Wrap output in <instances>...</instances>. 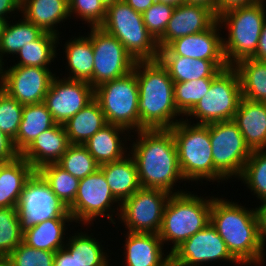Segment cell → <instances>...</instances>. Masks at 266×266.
I'll list each match as a JSON object with an SVG mask.
<instances>
[{"label": "cell", "mask_w": 266, "mask_h": 266, "mask_svg": "<svg viewBox=\"0 0 266 266\" xmlns=\"http://www.w3.org/2000/svg\"><path fill=\"white\" fill-rule=\"evenodd\" d=\"M260 0H217V17L233 8L254 4Z\"/></svg>", "instance_id": "cell-47"}, {"label": "cell", "mask_w": 266, "mask_h": 266, "mask_svg": "<svg viewBox=\"0 0 266 266\" xmlns=\"http://www.w3.org/2000/svg\"><path fill=\"white\" fill-rule=\"evenodd\" d=\"M20 155L14 148L13 140L0 130V161L6 162Z\"/></svg>", "instance_id": "cell-45"}, {"label": "cell", "mask_w": 266, "mask_h": 266, "mask_svg": "<svg viewBox=\"0 0 266 266\" xmlns=\"http://www.w3.org/2000/svg\"><path fill=\"white\" fill-rule=\"evenodd\" d=\"M213 78L174 83V104L181 115H186L208 92Z\"/></svg>", "instance_id": "cell-40"}, {"label": "cell", "mask_w": 266, "mask_h": 266, "mask_svg": "<svg viewBox=\"0 0 266 266\" xmlns=\"http://www.w3.org/2000/svg\"><path fill=\"white\" fill-rule=\"evenodd\" d=\"M70 143L64 125L56 124L43 131L20 154L35 170L50 163H57Z\"/></svg>", "instance_id": "cell-20"}, {"label": "cell", "mask_w": 266, "mask_h": 266, "mask_svg": "<svg viewBox=\"0 0 266 266\" xmlns=\"http://www.w3.org/2000/svg\"><path fill=\"white\" fill-rule=\"evenodd\" d=\"M209 136L215 169L227 180L239 178L252 151L237 124L233 120L210 123Z\"/></svg>", "instance_id": "cell-10"}, {"label": "cell", "mask_w": 266, "mask_h": 266, "mask_svg": "<svg viewBox=\"0 0 266 266\" xmlns=\"http://www.w3.org/2000/svg\"><path fill=\"white\" fill-rule=\"evenodd\" d=\"M0 266H11L6 259H0Z\"/></svg>", "instance_id": "cell-56"}, {"label": "cell", "mask_w": 266, "mask_h": 266, "mask_svg": "<svg viewBox=\"0 0 266 266\" xmlns=\"http://www.w3.org/2000/svg\"><path fill=\"white\" fill-rule=\"evenodd\" d=\"M130 156L137 167L138 178L142 188L161 189L170 194L178 180H184L177 149L170 129H143L136 132ZM173 190V191H172Z\"/></svg>", "instance_id": "cell-1"}, {"label": "cell", "mask_w": 266, "mask_h": 266, "mask_svg": "<svg viewBox=\"0 0 266 266\" xmlns=\"http://www.w3.org/2000/svg\"><path fill=\"white\" fill-rule=\"evenodd\" d=\"M218 20L207 30L183 36L159 49V55H179L193 59L225 60L223 39L220 37Z\"/></svg>", "instance_id": "cell-19"}, {"label": "cell", "mask_w": 266, "mask_h": 266, "mask_svg": "<svg viewBox=\"0 0 266 266\" xmlns=\"http://www.w3.org/2000/svg\"><path fill=\"white\" fill-rule=\"evenodd\" d=\"M103 5L107 8L108 6L114 4L115 2L119 1V0H100Z\"/></svg>", "instance_id": "cell-54"}, {"label": "cell", "mask_w": 266, "mask_h": 266, "mask_svg": "<svg viewBox=\"0 0 266 266\" xmlns=\"http://www.w3.org/2000/svg\"><path fill=\"white\" fill-rule=\"evenodd\" d=\"M65 55L71 71L67 79L89 82L93 76L94 54L89 37L71 38L65 44ZM72 75V76H71Z\"/></svg>", "instance_id": "cell-32"}, {"label": "cell", "mask_w": 266, "mask_h": 266, "mask_svg": "<svg viewBox=\"0 0 266 266\" xmlns=\"http://www.w3.org/2000/svg\"><path fill=\"white\" fill-rule=\"evenodd\" d=\"M139 87L135 71L105 82L94 88V99L99 103L105 120L126 128L139 131L138 113Z\"/></svg>", "instance_id": "cell-8"}, {"label": "cell", "mask_w": 266, "mask_h": 266, "mask_svg": "<svg viewBox=\"0 0 266 266\" xmlns=\"http://www.w3.org/2000/svg\"><path fill=\"white\" fill-rule=\"evenodd\" d=\"M134 71L139 87V130L170 129L181 121L175 119L181 114L174 104V82L161 62L136 61Z\"/></svg>", "instance_id": "cell-3"}, {"label": "cell", "mask_w": 266, "mask_h": 266, "mask_svg": "<svg viewBox=\"0 0 266 266\" xmlns=\"http://www.w3.org/2000/svg\"><path fill=\"white\" fill-rule=\"evenodd\" d=\"M23 107L0 89V130L9 138H16L23 115Z\"/></svg>", "instance_id": "cell-41"}, {"label": "cell", "mask_w": 266, "mask_h": 266, "mask_svg": "<svg viewBox=\"0 0 266 266\" xmlns=\"http://www.w3.org/2000/svg\"><path fill=\"white\" fill-rule=\"evenodd\" d=\"M59 36L44 32L38 39L28 42L17 54L20 61L13 66H30L48 68L49 63L54 62L56 57V45Z\"/></svg>", "instance_id": "cell-35"}, {"label": "cell", "mask_w": 266, "mask_h": 266, "mask_svg": "<svg viewBox=\"0 0 266 266\" xmlns=\"http://www.w3.org/2000/svg\"><path fill=\"white\" fill-rule=\"evenodd\" d=\"M114 203H118L119 207L121 205L113 196L104 173L97 169L94 173L79 180L74 203L67 210L77 223L90 225L91 222L93 224L95 218L106 216L113 224H116L111 214L116 212L111 208Z\"/></svg>", "instance_id": "cell-13"}, {"label": "cell", "mask_w": 266, "mask_h": 266, "mask_svg": "<svg viewBox=\"0 0 266 266\" xmlns=\"http://www.w3.org/2000/svg\"><path fill=\"white\" fill-rule=\"evenodd\" d=\"M87 36L92 42L94 54L93 76L88 82L93 88L134 70L136 61L116 37L100 27H91Z\"/></svg>", "instance_id": "cell-11"}, {"label": "cell", "mask_w": 266, "mask_h": 266, "mask_svg": "<svg viewBox=\"0 0 266 266\" xmlns=\"http://www.w3.org/2000/svg\"><path fill=\"white\" fill-rule=\"evenodd\" d=\"M217 20L211 8L200 4H181L174 8L164 34L157 40L158 48H165L183 36L203 32Z\"/></svg>", "instance_id": "cell-18"}, {"label": "cell", "mask_w": 266, "mask_h": 266, "mask_svg": "<svg viewBox=\"0 0 266 266\" xmlns=\"http://www.w3.org/2000/svg\"><path fill=\"white\" fill-rule=\"evenodd\" d=\"M170 195L161 189L141 187L117 207L116 215L129 232L158 234Z\"/></svg>", "instance_id": "cell-12"}, {"label": "cell", "mask_w": 266, "mask_h": 266, "mask_svg": "<svg viewBox=\"0 0 266 266\" xmlns=\"http://www.w3.org/2000/svg\"><path fill=\"white\" fill-rule=\"evenodd\" d=\"M53 78L44 103L57 124L64 125L94 99V88L86 81Z\"/></svg>", "instance_id": "cell-17"}, {"label": "cell", "mask_w": 266, "mask_h": 266, "mask_svg": "<svg viewBox=\"0 0 266 266\" xmlns=\"http://www.w3.org/2000/svg\"><path fill=\"white\" fill-rule=\"evenodd\" d=\"M99 169L104 173L113 196L120 203L141 188L136 164L129 153L119 161L99 166Z\"/></svg>", "instance_id": "cell-27"}, {"label": "cell", "mask_w": 266, "mask_h": 266, "mask_svg": "<svg viewBox=\"0 0 266 266\" xmlns=\"http://www.w3.org/2000/svg\"><path fill=\"white\" fill-rule=\"evenodd\" d=\"M56 124L44 102L24 105L22 120L13 140L15 150L21 154L37 136Z\"/></svg>", "instance_id": "cell-28"}, {"label": "cell", "mask_w": 266, "mask_h": 266, "mask_svg": "<svg viewBox=\"0 0 266 266\" xmlns=\"http://www.w3.org/2000/svg\"><path fill=\"white\" fill-rule=\"evenodd\" d=\"M8 22H6L0 38V63L2 65H4L2 61L4 54L14 53L17 55L24 45L38 39L44 33L40 27L27 21L24 17L16 24L12 23L11 25Z\"/></svg>", "instance_id": "cell-34"}, {"label": "cell", "mask_w": 266, "mask_h": 266, "mask_svg": "<svg viewBox=\"0 0 266 266\" xmlns=\"http://www.w3.org/2000/svg\"><path fill=\"white\" fill-rule=\"evenodd\" d=\"M125 130L128 131L121 126L107 123L86 141L84 146L99 166L119 161L127 156L125 149L128 148L124 147V143H122L124 140H120L119 135H123Z\"/></svg>", "instance_id": "cell-26"}, {"label": "cell", "mask_w": 266, "mask_h": 266, "mask_svg": "<svg viewBox=\"0 0 266 266\" xmlns=\"http://www.w3.org/2000/svg\"><path fill=\"white\" fill-rule=\"evenodd\" d=\"M107 122L99 103L93 99L88 105L72 116L65 124L70 144L84 145Z\"/></svg>", "instance_id": "cell-30"}, {"label": "cell", "mask_w": 266, "mask_h": 266, "mask_svg": "<svg viewBox=\"0 0 266 266\" xmlns=\"http://www.w3.org/2000/svg\"><path fill=\"white\" fill-rule=\"evenodd\" d=\"M54 76L49 68L2 66L0 89L22 105L37 104L44 102Z\"/></svg>", "instance_id": "cell-15"}, {"label": "cell", "mask_w": 266, "mask_h": 266, "mask_svg": "<svg viewBox=\"0 0 266 266\" xmlns=\"http://www.w3.org/2000/svg\"><path fill=\"white\" fill-rule=\"evenodd\" d=\"M69 15L77 14L89 27H99L106 16V7L100 0H68Z\"/></svg>", "instance_id": "cell-44"}, {"label": "cell", "mask_w": 266, "mask_h": 266, "mask_svg": "<svg viewBox=\"0 0 266 266\" xmlns=\"http://www.w3.org/2000/svg\"><path fill=\"white\" fill-rule=\"evenodd\" d=\"M6 22L7 21L5 19L0 18V38H1V35H2V32H3V29L5 27Z\"/></svg>", "instance_id": "cell-55"}, {"label": "cell", "mask_w": 266, "mask_h": 266, "mask_svg": "<svg viewBox=\"0 0 266 266\" xmlns=\"http://www.w3.org/2000/svg\"><path fill=\"white\" fill-rule=\"evenodd\" d=\"M55 252L35 249L21 242L5 259L11 266H53Z\"/></svg>", "instance_id": "cell-42"}, {"label": "cell", "mask_w": 266, "mask_h": 266, "mask_svg": "<svg viewBox=\"0 0 266 266\" xmlns=\"http://www.w3.org/2000/svg\"><path fill=\"white\" fill-rule=\"evenodd\" d=\"M116 37L135 61L158 60L157 41L147 31L142 13L133 10L124 0L106 8V16L99 26Z\"/></svg>", "instance_id": "cell-7"}, {"label": "cell", "mask_w": 266, "mask_h": 266, "mask_svg": "<svg viewBox=\"0 0 266 266\" xmlns=\"http://www.w3.org/2000/svg\"><path fill=\"white\" fill-rule=\"evenodd\" d=\"M73 218H52L23 229L22 242L35 249L56 252L64 248L66 222Z\"/></svg>", "instance_id": "cell-29"}, {"label": "cell", "mask_w": 266, "mask_h": 266, "mask_svg": "<svg viewBox=\"0 0 266 266\" xmlns=\"http://www.w3.org/2000/svg\"><path fill=\"white\" fill-rule=\"evenodd\" d=\"M181 119L170 130L174 137L184 181L204 179L209 182L219 180V183L221 179L226 180L214 167L209 124L191 125L188 119L187 121Z\"/></svg>", "instance_id": "cell-4"}, {"label": "cell", "mask_w": 266, "mask_h": 266, "mask_svg": "<svg viewBox=\"0 0 266 266\" xmlns=\"http://www.w3.org/2000/svg\"><path fill=\"white\" fill-rule=\"evenodd\" d=\"M1 69H2V64L0 63V84H1Z\"/></svg>", "instance_id": "cell-57"}, {"label": "cell", "mask_w": 266, "mask_h": 266, "mask_svg": "<svg viewBox=\"0 0 266 266\" xmlns=\"http://www.w3.org/2000/svg\"><path fill=\"white\" fill-rule=\"evenodd\" d=\"M36 172L49 185L52 192L66 209L74 203L79 185L78 178L72 176L57 163L43 165Z\"/></svg>", "instance_id": "cell-33"}, {"label": "cell", "mask_w": 266, "mask_h": 266, "mask_svg": "<svg viewBox=\"0 0 266 266\" xmlns=\"http://www.w3.org/2000/svg\"><path fill=\"white\" fill-rule=\"evenodd\" d=\"M21 11V0H0V18L9 19L7 14L13 11ZM7 16V17H6Z\"/></svg>", "instance_id": "cell-49"}, {"label": "cell", "mask_w": 266, "mask_h": 266, "mask_svg": "<svg viewBox=\"0 0 266 266\" xmlns=\"http://www.w3.org/2000/svg\"><path fill=\"white\" fill-rule=\"evenodd\" d=\"M125 241V266H171L170 254L163 253L158 234L127 231Z\"/></svg>", "instance_id": "cell-21"}, {"label": "cell", "mask_w": 266, "mask_h": 266, "mask_svg": "<svg viewBox=\"0 0 266 266\" xmlns=\"http://www.w3.org/2000/svg\"><path fill=\"white\" fill-rule=\"evenodd\" d=\"M35 172L21 155L0 165V208L17 207L26 182Z\"/></svg>", "instance_id": "cell-24"}, {"label": "cell", "mask_w": 266, "mask_h": 266, "mask_svg": "<svg viewBox=\"0 0 266 266\" xmlns=\"http://www.w3.org/2000/svg\"><path fill=\"white\" fill-rule=\"evenodd\" d=\"M21 12L27 21L57 36L56 25L70 17L68 0H21Z\"/></svg>", "instance_id": "cell-25"}, {"label": "cell", "mask_w": 266, "mask_h": 266, "mask_svg": "<svg viewBox=\"0 0 266 266\" xmlns=\"http://www.w3.org/2000/svg\"><path fill=\"white\" fill-rule=\"evenodd\" d=\"M158 60L167 69L174 83L214 78L228 67L226 60L193 59L179 55H159Z\"/></svg>", "instance_id": "cell-23"}, {"label": "cell", "mask_w": 266, "mask_h": 266, "mask_svg": "<svg viewBox=\"0 0 266 266\" xmlns=\"http://www.w3.org/2000/svg\"><path fill=\"white\" fill-rule=\"evenodd\" d=\"M242 98L238 72L233 66L222 69L214 78L206 95L187 114L210 124L233 120Z\"/></svg>", "instance_id": "cell-9"}, {"label": "cell", "mask_w": 266, "mask_h": 266, "mask_svg": "<svg viewBox=\"0 0 266 266\" xmlns=\"http://www.w3.org/2000/svg\"><path fill=\"white\" fill-rule=\"evenodd\" d=\"M253 195L260 201L266 200V150H254L246 161L239 176Z\"/></svg>", "instance_id": "cell-38"}, {"label": "cell", "mask_w": 266, "mask_h": 266, "mask_svg": "<svg viewBox=\"0 0 266 266\" xmlns=\"http://www.w3.org/2000/svg\"><path fill=\"white\" fill-rule=\"evenodd\" d=\"M155 1L162 3V4L171 5L173 7H177V6L185 3V0H155Z\"/></svg>", "instance_id": "cell-53"}, {"label": "cell", "mask_w": 266, "mask_h": 266, "mask_svg": "<svg viewBox=\"0 0 266 266\" xmlns=\"http://www.w3.org/2000/svg\"><path fill=\"white\" fill-rule=\"evenodd\" d=\"M77 234L69 237L64 249L74 255L79 266H108L109 256L103 251L101 243L91 235L82 232Z\"/></svg>", "instance_id": "cell-36"}, {"label": "cell", "mask_w": 266, "mask_h": 266, "mask_svg": "<svg viewBox=\"0 0 266 266\" xmlns=\"http://www.w3.org/2000/svg\"><path fill=\"white\" fill-rule=\"evenodd\" d=\"M175 7L155 2L142 15L147 31L157 41L165 32Z\"/></svg>", "instance_id": "cell-43"}, {"label": "cell", "mask_w": 266, "mask_h": 266, "mask_svg": "<svg viewBox=\"0 0 266 266\" xmlns=\"http://www.w3.org/2000/svg\"><path fill=\"white\" fill-rule=\"evenodd\" d=\"M170 258L171 266H201L216 260L239 263L211 223L178 246Z\"/></svg>", "instance_id": "cell-16"}, {"label": "cell", "mask_w": 266, "mask_h": 266, "mask_svg": "<svg viewBox=\"0 0 266 266\" xmlns=\"http://www.w3.org/2000/svg\"><path fill=\"white\" fill-rule=\"evenodd\" d=\"M255 212L258 222L259 238L264 248L266 241V200L261 201V205L255 208Z\"/></svg>", "instance_id": "cell-46"}, {"label": "cell", "mask_w": 266, "mask_h": 266, "mask_svg": "<svg viewBox=\"0 0 266 266\" xmlns=\"http://www.w3.org/2000/svg\"><path fill=\"white\" fill-rule=\"evenodd\" d=\"M263 5L264 1H258L233 8L218 16L219 24L228 27V38H222L224 57L228 66L254 57L266 19Z\"/></svg>", "instance_id": "cell-6"}, {"label": "cell", "mask_w": 266, "mask_h": 266, "mask_svg": "<svg viewBox=\"0 0 266 266\" xmlns=\"http://www.w3.org/2000/svg\"><path fill=\"white\" fill-rule=\"evenodd\" d=\"M233 121L251 151L266 148V103L241 98Z\"/></svg>", "instance_id": "cell-22"}, {"label": "cell", "mask_w": 266, "mask_h": 266, "mask_svg": "<svg viewBox=\"0 0 266 266\" xmlns=\"http://www.w3.org/2000/svg\"><path fill=\"white\" fill-rule=\"evenodd\" d=\"M53 266H79V264L74 255H70L64 248H62L55 252Z\"/></svg>", "instance_id": "cell-48"}, {"label": "cell", "mask_w": 266, "mask_h": 266, "mask_svg": "<svg viewBox=\"0 0 266 266\" xmlns=\"http://www.w3.org/2000/svg\"><path fill=\"white\" fill-rule=\"evenodd\" d=\"M188 4H200L211 8L217 16V0H185Z\"/></svg>", "instance_id": "cell-52"}, {"label": "cell", "mask_w": 266, "mask_h": 266, "mask_svg": "<svg viewBox=\"0 0 266 266\" xmlns=\"http://www.w3.org/2000/svg\"><path fill=\"white\" fill-rule=\"evenodd\" d=\"M210 223L239 264H262L264 248L259 238L255 209L249 210L245 206L213 196Z\"/></svg>", "instance_id": "cell-2"}, {"label": "cell", "mask_w": 266, "mask_h": 266, "mask_svg": "<svg viewBox=\"0 0 266 266\" xmlns=\"http://www.w3.org/2000/svg\"><path fill=\"white\" fill-rule=\"evenodd\" d=\"M23 229L17 207L0 208V259H5L21 242Z\"/></svg>", "instance_id": "cell-37"}, {"label": "cell", "mask_w": 266, "mask_h": 266, "mask_svg": "<svg viewBox=\"0 0 266 266\" xmlns=\"http://www.w3.org/2000/svg\"><path fill=\"white\" fill-rule=\"evenodd\" d=\"M133 10L139 13H144L155 0H124Z\"/></svg>", "instance_id": "cell-51"}, {"label": "cell", "mask_w": 266, "mask_h": 266, "mask_svg": "<svg viewBox=\"0 0 266 266\" xmlns=\"http://www.w3.org/2000/svg\"><path fill=\"white\" fill-rule=\"evenodd\" d=\"M212 200L186 191L170 195L158 232L163 244L173 243L169 254L210 223Z\"/></svg>", "instance_id": "cell-5"}, {"label": "cell", "mask_w": 266, "mask_h": 266, "mask_svg": "<svg viewBox=\"0 0 266 266\" xmlns=\"http://www.w3.org/2000/svg\"><path fill=\"white\" fill-rule=\"evenodd\" d=\"M233 67L240 78L242 97L249 101L266 103V61L248 58Z\"/></svg>", "instance_id": "cell-31"}, {"label": "cell", "mask_w": 266, "mask_h": 266, "mask_svg": "<svg viewBox=\"0 0 266 266\" xmlns=\"http://www.w3.org/2000/svg\"><path fill=\"white\" fill-rule=\"evenodd\" d=\"M57 164L79 180L99 169L94 157L81 144H70Z\"/></svg>", "instance_id": "cell-39"}, {"label": "cell", "mask_w": 266, "mask_h": 266, "mask_svg": "<svg viewBox=\"0 0 266 266\" xmlns=\"http://www.w3.org/2000/svg\"><path fill=\"white\" fill-rule=\"evenodd\" d=\"M253 59H256L259 61H266V19L263 24L262 32L259 38L258 47L256 49Z\"/></svg>", "instance_id": "cell-50"}, {"label": "cell", "mask_w": 266, "mask_h": 266, "mask_svg": "<svg viewBox=\"0 0 266 266\" xmlns=\"http://www.w3.org/2000/svg\"><path fill=\"white\" fill-rule=\"evenodd\" d=\"M17 210L22 229L52 218H72L37 172L26 182Z\"/></svg>", "instance_id": "cell-14"}]
</instances>
